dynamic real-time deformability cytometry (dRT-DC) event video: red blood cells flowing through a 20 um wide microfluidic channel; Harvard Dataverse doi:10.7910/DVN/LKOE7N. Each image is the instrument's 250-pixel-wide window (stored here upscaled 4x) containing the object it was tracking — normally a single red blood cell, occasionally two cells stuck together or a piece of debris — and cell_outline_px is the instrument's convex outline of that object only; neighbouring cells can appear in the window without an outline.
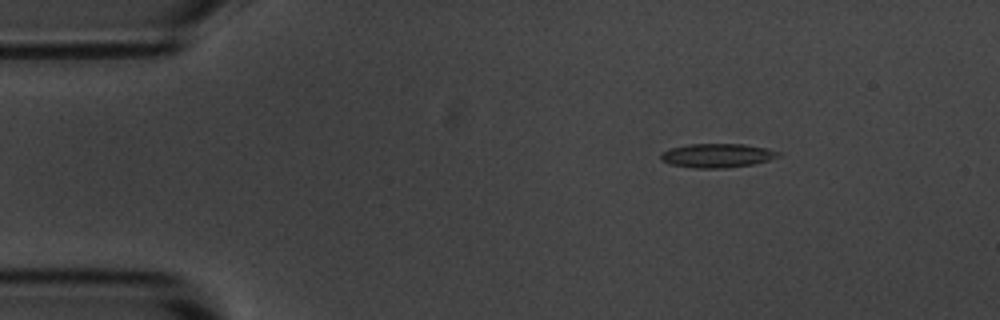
{"species": "common noctule bat (a hibernating species)", "species_latin": "Nyctalus noctula", "temperature_condition": "room temperature", "stored_images_in_passage": 5, "camera_frame_rate_fps": 3000, "um_per_image_px": 0.085, "animal": {"sex": "male", "body_mass_g": 20.1, "forearm_length_mm": 53.5}, "frame": {"image": 1, "passage_image": 3, "time_ms": 2.333, "image_size_px": [1000, 320], "cell_outline_px": [[780, 156], [768, 160], [752, 164], [724, 168], [692, 168], [668, 164], [660, 160], [660, 152], [672, 148], [688, 144], [744, 144], [768, 148], [780, 152]], "centroid_in_image_um": [60.92, 13.22], "position_along_channel_um": 24.1, "area_um2": 16.53}}